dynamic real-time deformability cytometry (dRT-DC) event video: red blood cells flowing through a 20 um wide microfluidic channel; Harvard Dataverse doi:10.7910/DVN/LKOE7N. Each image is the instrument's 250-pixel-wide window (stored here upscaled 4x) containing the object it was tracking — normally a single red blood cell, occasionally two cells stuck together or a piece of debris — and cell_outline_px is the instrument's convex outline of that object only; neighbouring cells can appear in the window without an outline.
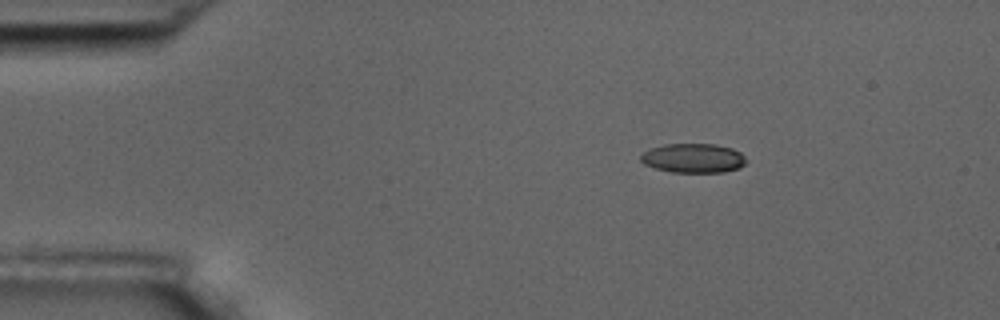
{"species": "common noctule bat (a hibernating species)", "species_latin": "Nyctalus noctula", "temperature_condition": "room temperature", "stored_images_in_passage": 3, "camera_frame_rate_fps": 3000, "um_per_image_px": 0.085, "animal": {"sex": "male", "body_mass_g": 17.5, "forearm_length_mm": 52.3}, "frame": {"image": 1, "passage_image": 1, "time_ms": 0.0, "image_size_px": [1000, 320], "cell_outline_px": [[744, 164], [740, 168], [724, 172], [672, 172], [656, 168], [644, 164], [640, 160], [640, 156], [644, 152], [652, 148], [664, 144], [716, 144], [732, 148], [740, 152], [744, 156]], "centroid_in_image_um": [58.93, 13.44], "position_along_channel_um": 26.1, "area_um2": 17.92}}
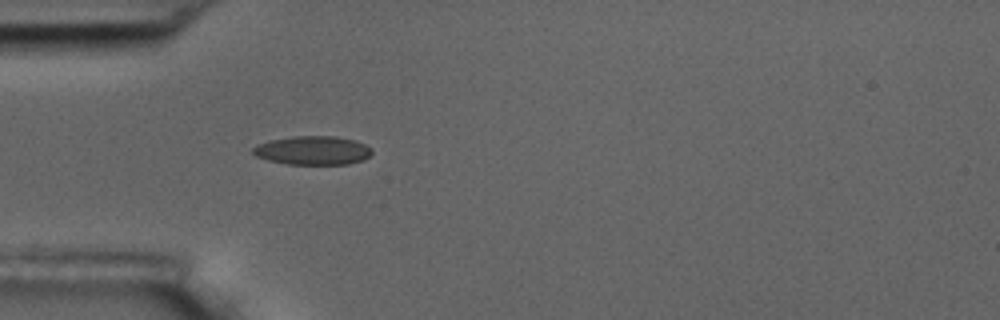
{"frame": {"image": 2, "passage_image": 3, "time_ms": 2.667, "image_size_px": [1000, 320], "cell_outline_px": [[372, 152], [364, 160], [348, 164], [288, 164], [268, 160], [256, 156], [252, 152], [252, 148], [256, 144], [272, 140], [292, 136], [336, 136], [352, 140], [364, 144], [372, 148]], "centroid_in_image_um": [26.57, 12.79], "position_along_channel_um": 58.4, "area_um2": 19.88}}